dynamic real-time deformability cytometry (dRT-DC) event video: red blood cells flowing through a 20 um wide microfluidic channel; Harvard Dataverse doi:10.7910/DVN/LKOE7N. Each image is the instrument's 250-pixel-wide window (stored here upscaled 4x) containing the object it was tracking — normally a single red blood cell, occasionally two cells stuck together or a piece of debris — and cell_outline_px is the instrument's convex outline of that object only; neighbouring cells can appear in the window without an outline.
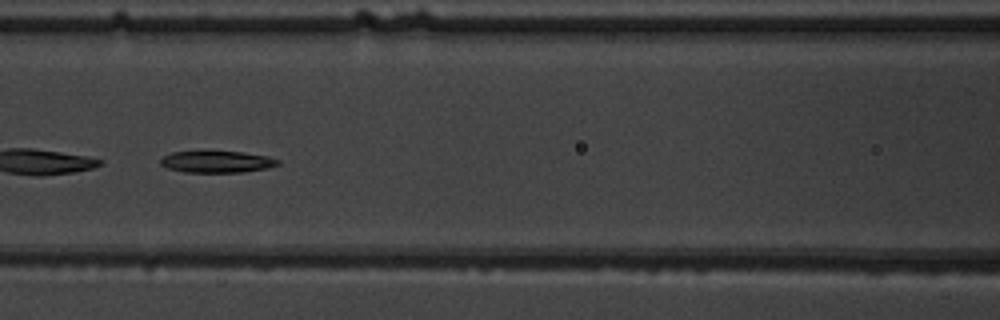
{"species": "common noctule bat (a hibernating species)", "species_latin": "Nyctalus noctula", "temperature_condition": "warm", "stored_images_in_passage": 9, "camera_frame_rate_fps": 3000, "um_per_image_px": 0.085, "animal": {"sex": "male", "body_mass_g": 19.5, "forearm_length_mm": 54.6}, "frame": {"image": 1, "passage_image": 7, "time_ms": 7.0, "image_size_px": [1000, 320], "cell_outline_px": [[280, 164], [268, 168], [244, 172], [184, 172], [168, 168], [160, 164], [160, 160], [164, 156], [172, 152], [244, 152], [268, 156], [280, 160]], "centroid_in_image_um": [18.48, 13.76], "position_along_channel_um": 148.1, "area_um2": 14.74}}
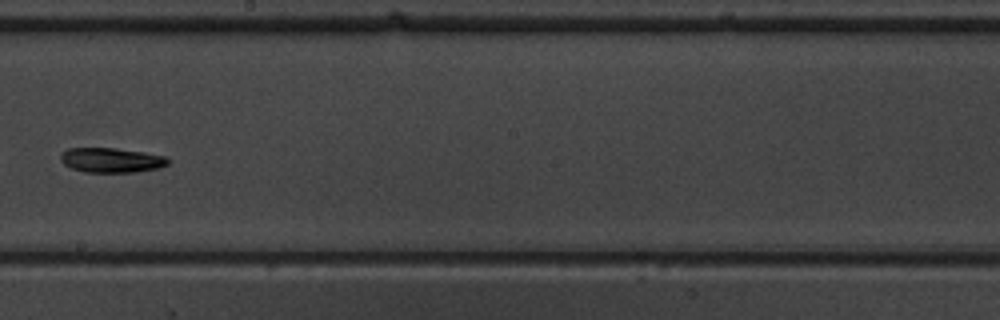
{"frame": {"image": 2, "passage_image": 9, "time_ms": 9.333, "image_size_px": [1000, 320], "cell_outline_px": [[168, 164], [160, 168], [136, 172], [84, 172], [72, 168], [64, 164], [60, 160], [60, 152], [68, 148], [116, 148], [144, 152], [164, 156], [168, 160]], "centroid_in_image_um": [9.44, 13.61], "position_along_channel_um": 238.8, "area_um2": 15.55}}